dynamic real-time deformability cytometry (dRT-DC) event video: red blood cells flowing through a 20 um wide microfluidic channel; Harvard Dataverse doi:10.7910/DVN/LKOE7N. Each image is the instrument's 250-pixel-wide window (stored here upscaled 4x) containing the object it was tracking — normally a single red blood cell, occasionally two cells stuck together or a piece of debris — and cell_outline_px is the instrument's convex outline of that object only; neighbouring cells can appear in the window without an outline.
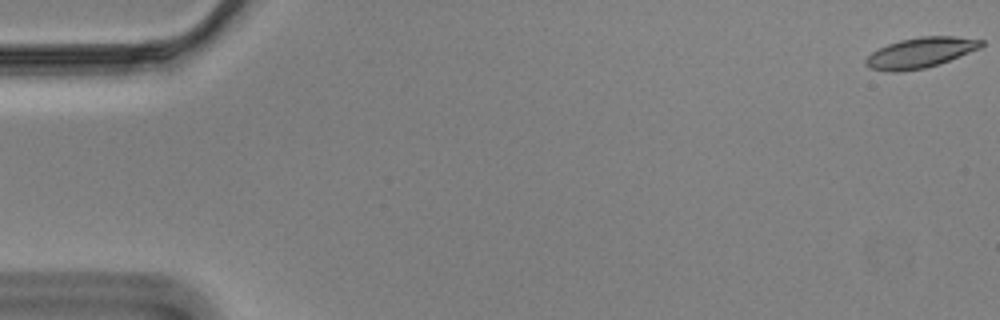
{"species": "Egyptian fruit bat (a non-hibernating species)", "species_latin": "Rousettus aegyptiacus", "temperature_condition": "cold", "stored_images_in_passage": 58, "segment_of_instrument_passage": [1, 2], "camera_frame_rate_fps": 3000, "um_per_image_px": 0.085, "animal": {"sex": "male"}, "frame": {"image": 1, "passage_image": 1, "time_ms": 0.0, "image_size_px": [1000, 320], "cell_outline_px": [[984, 44], [980, 48], [940, 64], [924, 68], [896, 72], [888, 72], [868, 68], [864, 64], [864, 60], [872, 52], [888, 44], [900, 40], [920, 36], [956, 36], [984, 40]], "centroid_in_image_um": [78.23, 4.48], "position_along_channel_um": 6.8, "area_um2": 20.52}}
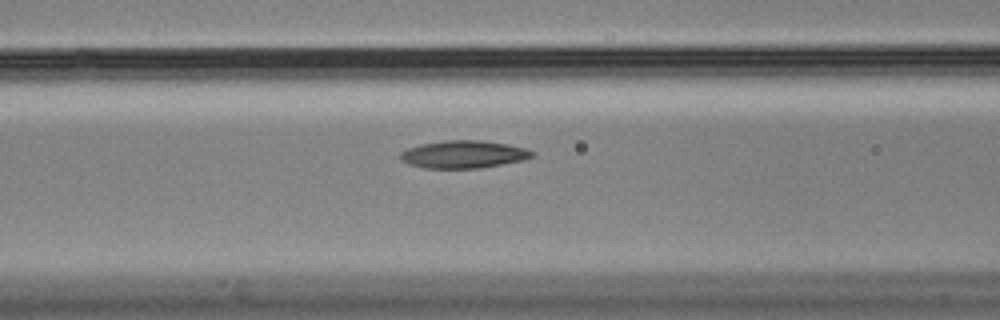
{"frame": {"image": 2, "passage_image": 24, "time_ms": 7.667, "image_size_px": [1000, 320], "cell_outline_px": [[536, 156], [524, 160], [480, 168], [424, 168], [408, 164], [400, 160], [400, 152], [408, 148], [420, 144], [444, 140], [480, 140], [508, 144], [524, 148], [536, 152]], "centroid_in_image_um": [39.41, 13.12], "position_along_channel_um": 127.2, "area_um2": 21.39}}
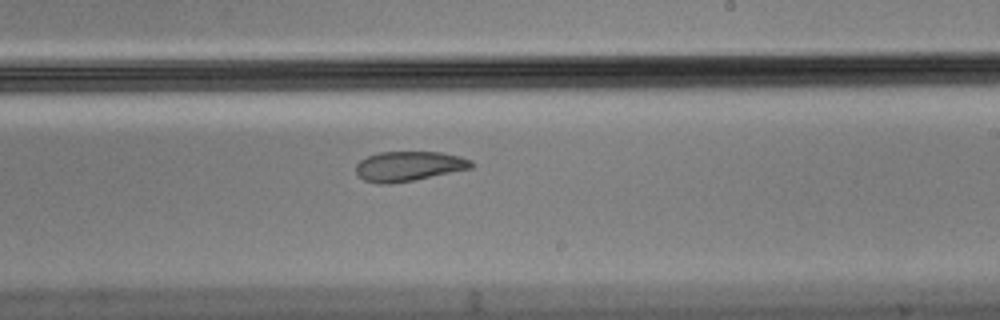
{"frame": {"image": 3, "passage_image": 35, "time_ms": 11.333, "image_size_px": [1000, 320], "cell_outline_px": [[476, 164], [472, 168], [416, 180], [392, 184], [380, 184], [364, 180], [356, 172], [356, 164], [360, 160], [368, 156], [380, 152], [440, 152], [460, 156], [472, 160]], "centroid_in_image_um": [34.78, 14.13], "position_along_channel_um": 254.2, "area_um2": 20.23}}